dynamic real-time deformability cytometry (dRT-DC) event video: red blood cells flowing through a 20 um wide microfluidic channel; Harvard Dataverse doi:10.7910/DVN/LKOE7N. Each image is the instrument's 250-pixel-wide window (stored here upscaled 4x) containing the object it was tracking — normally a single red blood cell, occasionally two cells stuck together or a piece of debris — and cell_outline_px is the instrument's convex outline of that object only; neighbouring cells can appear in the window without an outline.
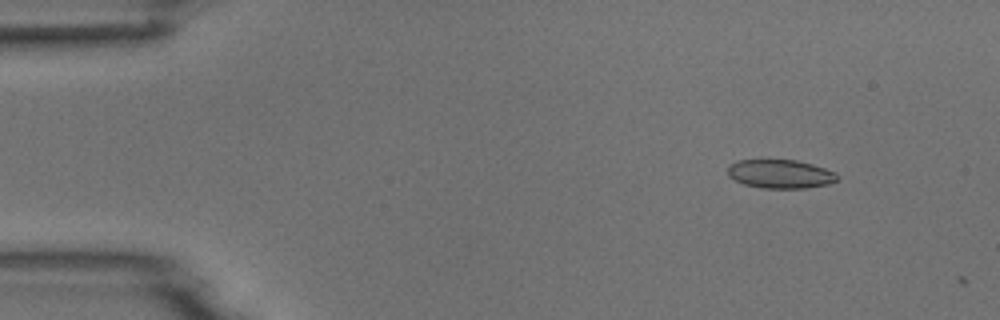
{"species": "common noctule bat (a hibernating species)", "species_latin": "Nyctalus noctula", "temperature_condition": "room temperature", "stored_images_in_passage": 3, "camera_frame_rate_fps": 3000, "um_per_image_px": 0.085, "animal": {"sex": "male", "body_mass_g": 18.8}, "frame": {"image": 1, "passage_image": 2, "time_ms": 1.0, "image_size_px": [1000, 320], "cell_outline_px": [[840, 176], [836, 180], [828, 184], [804, 188], [760, 188], [744, 184], [728, 176], [728, 164], [736, 160], [760, 156], [796, 160], [812, 164], [836, 172]], "centroid_in_image_um": [66.25, 14.72], "position_along_channel_um": 18.7, "area_um2": 19.25}}